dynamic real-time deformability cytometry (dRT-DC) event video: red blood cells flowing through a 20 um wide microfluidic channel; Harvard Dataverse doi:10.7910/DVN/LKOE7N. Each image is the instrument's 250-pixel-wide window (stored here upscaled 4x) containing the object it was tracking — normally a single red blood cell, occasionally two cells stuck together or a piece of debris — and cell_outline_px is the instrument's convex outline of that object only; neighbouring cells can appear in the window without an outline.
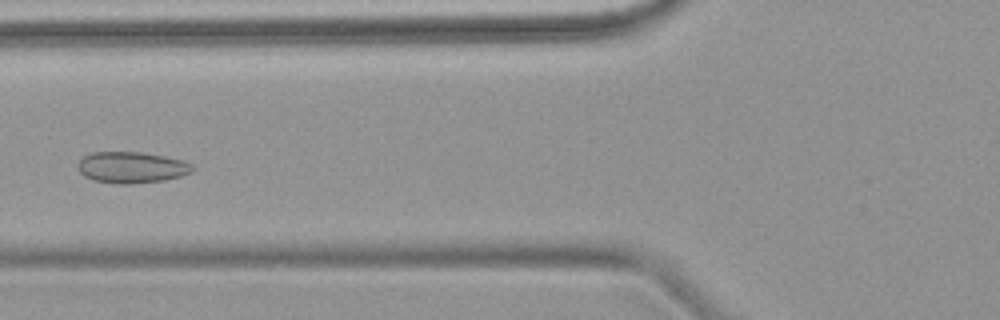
{"species": "common noctule bat (a hibernating species)", "species_latin": "Nyctalus noctula", "temperature_condition": "warm", "stored_images_in_passage": 7, "camera_frame_rate_fps": 3000, "um_per_image_px": 0.085, "animal": {"sex": "female", "body_mass_g": 18.4}, "frame": {"image": 1, "passage_image": 4, "time_ms": 3.667, "image_size_px": [1000, 320], "cell_outline_px": [[196, 168], [192, 172], [180, 176], [164, 180], [132, 184], [116, 184], [92, 180], [84, 176], [76, 168], [76, 164], [84, 156], [92, 152], [144, 152], [184, 160], [192, 164]], "centroid_in_image_um": [11.18, 14.23], "position_along_channel_um": 114.6, "area_um2": 21.21}}
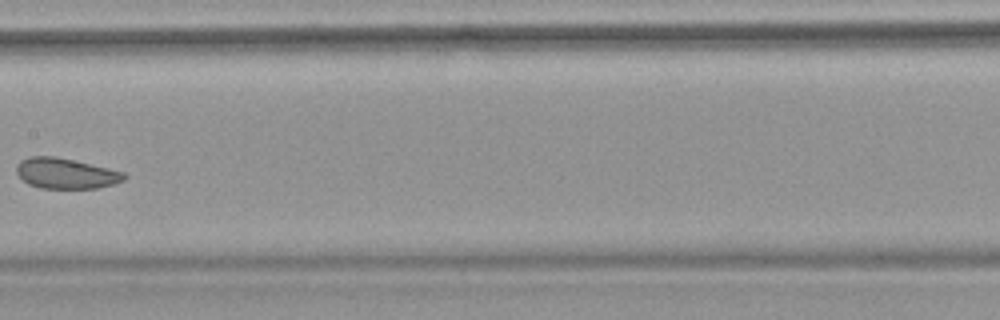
{"frame": {"image": 2, "passage_image": 6, "time_ms": 6.0, "image_size_px": [1000, 320], "cell_outline_px": [[128, 176], [124, 180], [112, 184], [96, 188], [40, 188], [28, 184], [16, 172], [16, 164], [20, 160], [28, 156], [56, 156], [108, 168], [124, 172]], "centroid_in_image_um": [5.57, 14.73], "position_along_channel_um": 201.8, "area_um2": 19.13}}
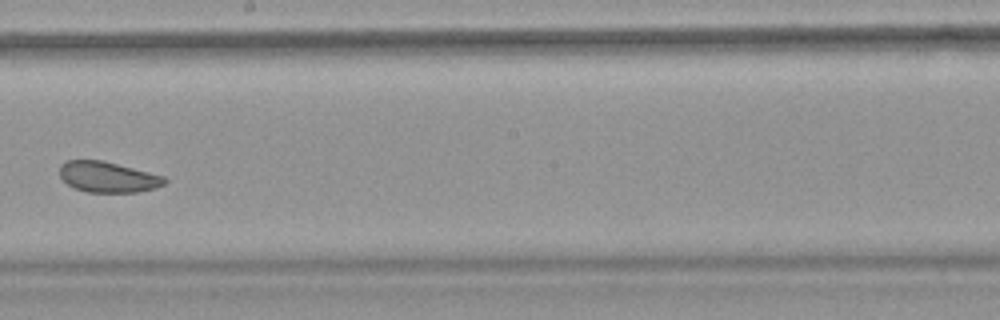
{"frame": {"image": 3, "passage_image": 7, "time_ms": 7.0, "image_size_px": [1000, 320], "cell_outline_px": [[168, 180], [164, 184], [156, 188], [136, 192], [88, 192], [76, 188], [68, 184], [60, 176], [60, 164], [68, 160], [104, 160], [164, 176]], "centroid_in_image_um": [9.19, 15.04], "position_along_channel_um": 239.0, "area_um2": 18.73}}